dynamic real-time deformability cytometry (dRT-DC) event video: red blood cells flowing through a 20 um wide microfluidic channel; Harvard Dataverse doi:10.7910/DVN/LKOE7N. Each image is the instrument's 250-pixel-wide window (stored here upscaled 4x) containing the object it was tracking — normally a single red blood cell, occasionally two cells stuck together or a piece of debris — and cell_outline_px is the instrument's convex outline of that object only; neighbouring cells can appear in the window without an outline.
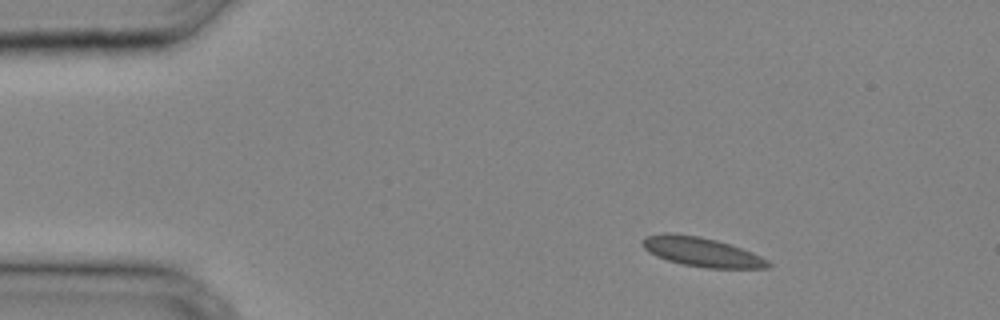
{"species": "common noctule bat (a hibernating species)", "species_latin": "Nyctalus noctula", "temperature_condition": "cold", "stored_images_in_passage": 29, "camera_frame_rate_fps": 3000, "um_per_image_px": 0.085, "animal": {"sex": "male", "body_mass_g": 20.4}, "frame": {"image": 1, "passage_image": 1, "time_ms": 0.0, "image_size_px": [1000, 320], "cell_outline_px": [[772, 264], [768, 268], [708, 268], [684, 264], [668, 260], [656, 256], [648, 252], [644, 248], [644, 236], [664, 232], [672, 232], [700, 236], [716, 240], [752, 252], [768, 260]], "centroid_in_image_um": [59.63, 21.4], "position_along_channel_um": 25.4, "area_um2": 21.33}}
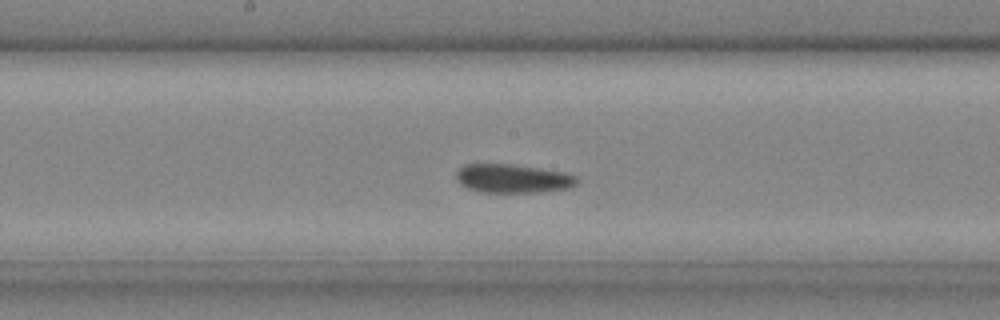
{"frame": {"image": 2, "passage_image": 14, "time_ms": 4.333, "image_size_px": [1000, 320], "cell_outline_px": [[576, 184], [572, 188], [536, 192], [484, 192], [468, 188], [460, 184], [456, 180], [456, 172], [464, 164], [516, 164], [564, 172], [576, 176]], "centroid_in_image_um": [43.58, 15.16], "position_along_channel_um": 204.6, "area_um2": 20.23}}
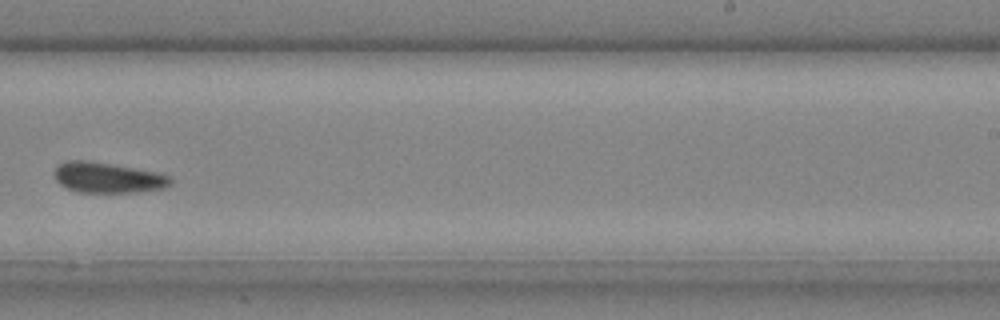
{"frame": {"image": 3, "passage_image": 18, "time_ms": 5.667, "image_size_px": [1000, 320], "cell_outline_px": [[172, 180], [164, 188], [136, 192], [80, 192], [68, 188], [60, 184], [56, 180], [52, 172], [56, 164], [68, 160], [88, 160], [112, 164], [156, 172], [168, 176]], "centroid_in_image_um": [9.07, 15.08], "position_along_channel_um": 279.9, "area_um2": 20.58}}